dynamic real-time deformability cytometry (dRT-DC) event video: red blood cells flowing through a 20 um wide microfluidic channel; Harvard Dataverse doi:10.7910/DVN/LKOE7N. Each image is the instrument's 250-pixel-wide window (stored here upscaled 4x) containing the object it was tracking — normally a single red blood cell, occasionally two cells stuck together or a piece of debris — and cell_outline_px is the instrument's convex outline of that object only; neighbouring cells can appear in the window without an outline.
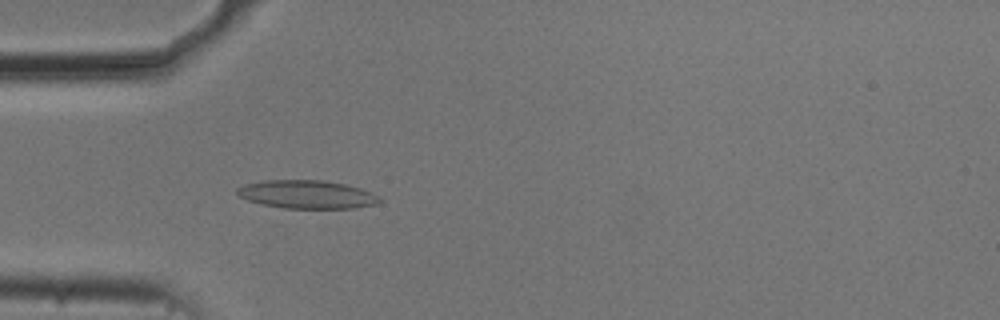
{"species": "common noctule bat (a hibernating species)", "species_latin": "Nyctalus noctula", "temperature_condition": "cold", "stored_images_in_passage": 38, "camera_frame_rate_fps": 3000, "um_per_image_px": 0.085, "animal": {"sex": "male", "body_mass_g": 20.5, "forearm_length_mm": 52.5}, "frame": {"image": 1, "passage_image": 5, "time_ms": 1.333, "image_size_px": [1000, 320], "cell_outline_px": [[384, 200], [376, 204], [352, 208], [284, 208], [260, 204], [248, 200], [240, 196], [236, 192], [236, 188], [244, 184], [264, 180], [324, 180], [344, 184], [360, 188], [372, 192]], "centroid_in_image_um": [26.09, 16.52], "position_along_channel_um": 58.9, "area_um2": 23.52}}
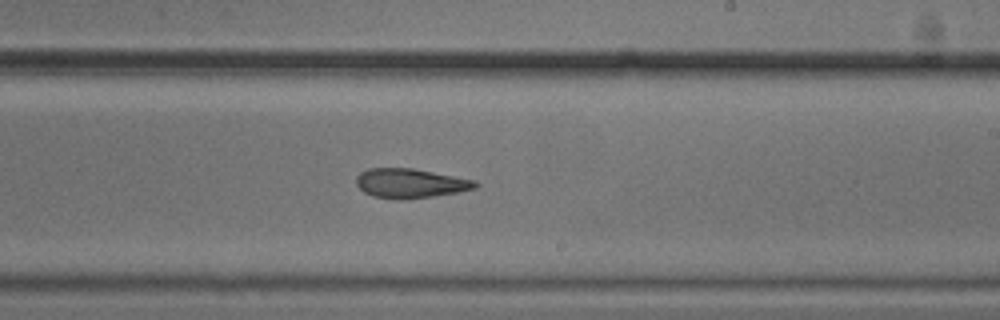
{"frame": {"image": 2, "passage_image": 21, "time_ms": 6.667, "image_size_px": [1000, 320], "cell_outline_px": [[480, 184], [476, 188], [456, 192], [432, 196], [372, 196], [364, 192], [356, 184], [356, 176], [360, 172], [368, 168], [412, 168], [476, 180]], "centroid_in_image_um": [34.89, 15.52], "position_along_channel_um": 254.1, "area_um2": 19.54}}
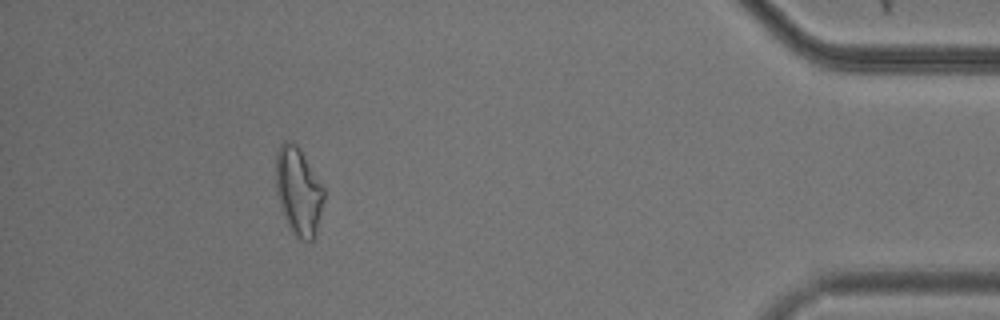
{"frame": {"image": 3, "passage_image": 38, "time_ms": 12.333, "image_size_px": [1000, 320], "cell_outline_px": [[324, 200], [316, 236], [312, 240], [304, 240], [296, 236], [288, 228], [280, 208], [276, 192], [276, 152], [280, 144], [284, 140], [292, 140], [300, 148], [324, 188]], "centroid_in_image_um": [25.36, 16.25], "position_along_channel_um": 409.8, "area_um2": 24.97}, "authors_computed_cell_mechanics": {"area_um2": 21.5594, "velocity_mm_per_s": 3.7088, "shape_relaxation_time_tau1_ms": null, "shape_relaxation_time_tau2_ms": 6.1372, "deformation_change_tau1": null, "deformation_change_tau2": 0.1553}}